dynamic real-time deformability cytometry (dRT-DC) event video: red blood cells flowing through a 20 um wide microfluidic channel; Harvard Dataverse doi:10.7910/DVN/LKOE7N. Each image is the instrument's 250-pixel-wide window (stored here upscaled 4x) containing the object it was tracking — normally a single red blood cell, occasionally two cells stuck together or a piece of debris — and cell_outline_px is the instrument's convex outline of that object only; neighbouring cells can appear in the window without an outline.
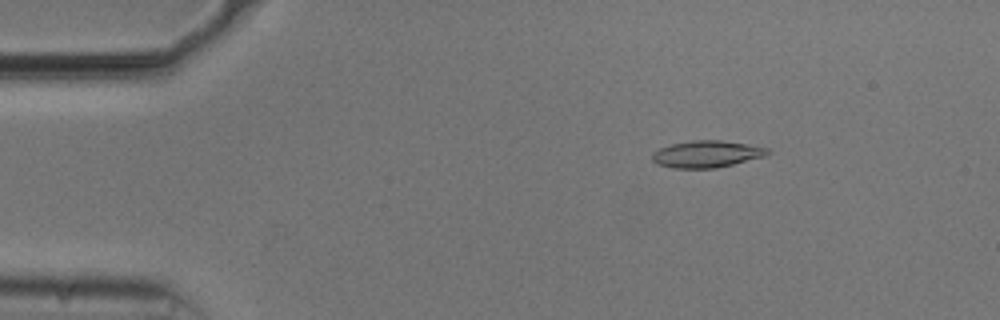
{"species": "common noctule bat (a hibernating species)", "species_latin": "Nyctalus noctula", "temperature_condition": "cold", "stored_images_in_passage": 53, "camera_frame_rate_fps": 3000, "um_per_image_px": 0.085, "animal": {"sex": "male", "body_mass_g": 20.5, "forearm_length_mm": 52.5}, "frame": {"image": 1, "passage_image": 8, "time_ms": 2.333, "image_size_px": [1000, 320], "cell_outline_px": [[772, 152], [764, 156], [716, 168], [672, 168], [656, 164], [652, 160], [652, 152], [660, 148], [672, 144], [692, 140], [720, 140], [768, 148]], "centroid_in_image_um": [60.02, 13.1], "position_along_channel_um": 25.0, "area_um2": 17.92}}
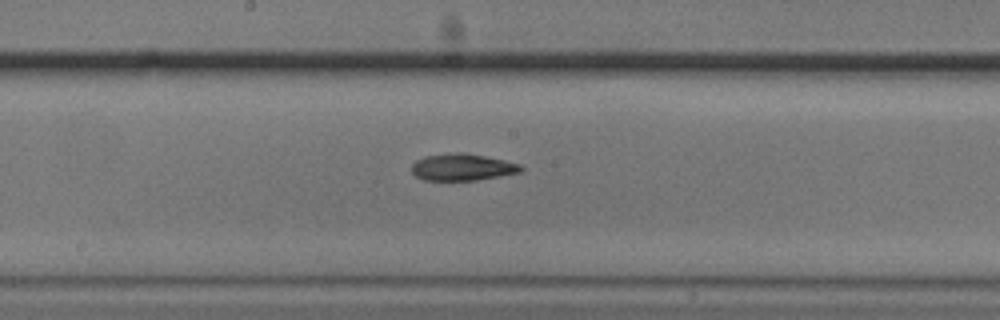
{"frame": {"image": 2, "passage_image": 28, "time_ms": 9.0, "image_size_px": [1000, 320], "cell_outline_px": [[524, 168], [520, 172], [476, 180], [424, 180], [416, 176], [412, 172], [412, 164], [416, 160], [424, 156], [456, 152], [464, 152], [504, 160], [520, 164]], "centroid_in_image_um": [39.28, 14.2], "position_along_channel_um": 208.9, "area_um2": 16.99}}
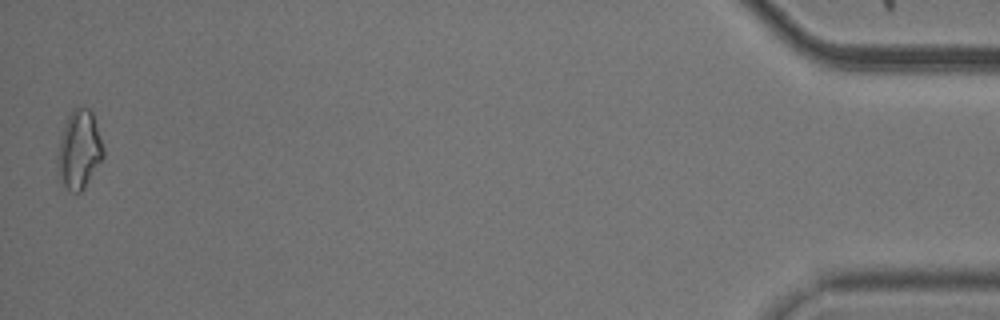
{"frame": {"image": 3, "passage_image": 53, "time_ms": 17.333, "image_size_px": [1000, 320], "cell_outline_px": [[104, 156], [84, 188], [80, 192], [72, 192], [60, 180], [56, 156], [60, 136], [64, 124], [72, 108], [88, 108], [92, 112], [104, 148]], "centroid_in_image_um": [6.72, 12.71], "position_along_channel_um": 428.5, "area_um2": 20.81}, "authors_computed_cell_mechanics": {"area_um2": 17.1088, "velocity_mm_per_s": 3.7431, "shape_relaxation_time_tau1_ms": 9.6765, "shape_relaxation_time_tau2_ms": 5.2109, "deformation_change_tau1": 0.2069, "deformation_change_tau2": 0.1324}}